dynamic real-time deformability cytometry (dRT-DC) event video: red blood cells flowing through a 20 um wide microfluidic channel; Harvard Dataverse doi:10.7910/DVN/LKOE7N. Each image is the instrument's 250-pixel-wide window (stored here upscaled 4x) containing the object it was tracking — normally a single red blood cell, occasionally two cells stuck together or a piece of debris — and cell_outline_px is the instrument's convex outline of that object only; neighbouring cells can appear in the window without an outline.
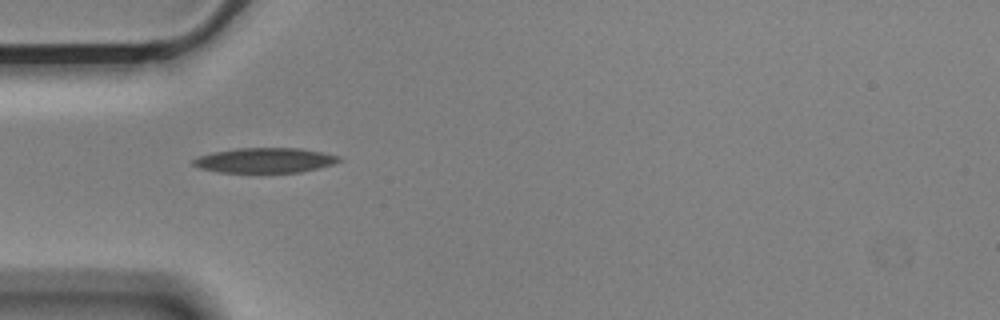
{"species": "Egyptian fruit bat (a non-hibernating species)", "species_latin": "Rousettus aegyptiacus", "temperature_condition": "cold", "stored_images_in_passage": 4, "camera_frame_rate_fps": 3000, "um_per_image_px": 0.085, "animal": {"sex": "male"}, "frame": {"image": 1, "passage_image": 1, "time_ms": 0.0, "image_size_px": [1000, 320], "cell_outline_px": [[340, 160], [332, 164], [300, 172], [216, 172], [200, 168], [192, 164], [192, 160], [196, 156], [212, 152], [236, 148], [300, 148], [340, 156]], "centroid_in_image_um": [22.44, 13.62], "position_along_channel_um": 62.6, "area_um2": 21.1}}